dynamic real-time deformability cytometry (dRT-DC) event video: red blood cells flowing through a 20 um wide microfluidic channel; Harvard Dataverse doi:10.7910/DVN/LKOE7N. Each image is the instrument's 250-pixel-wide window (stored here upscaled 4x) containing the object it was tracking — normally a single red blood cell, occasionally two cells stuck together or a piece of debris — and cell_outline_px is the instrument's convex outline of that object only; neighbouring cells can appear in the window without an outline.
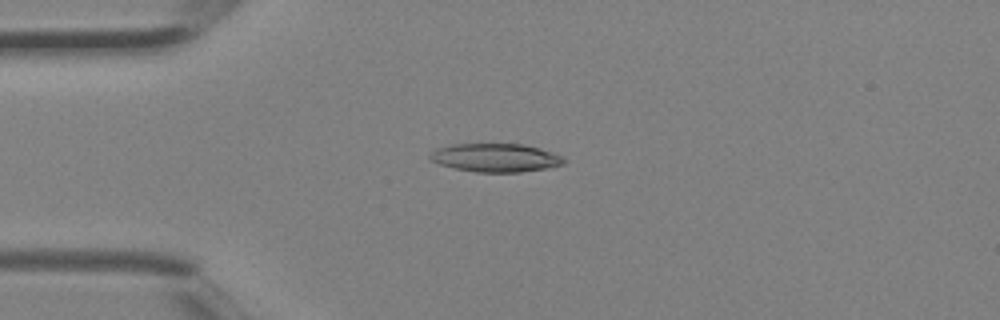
{"species": "Egyptian fruit bat (a non-hibernating species)", "species_latin": "Rousettus aegyptiacus", "temperature_condition": "room temperature", "stored_images_in_passage": 3, "camera_frame_rate_fps": 3000, "um_per_image_px": 0.085, "animal": {"sex": "female"}, "frame": {"image": 1, "passage_image": 3, "time_ms": 0.667, "image_size_px": [1000, 320], "cell_outline_px": [[568, 160], [564, 164], [548, 168], [520, 172], [476, 172], [456, 168], [440, 164], [428, 160], [428, 156], [436, 148], [452, 144], [520, 144], [540, 148], [552, 152]], "centroid_in_image_um": [42.12, 13.4], "position_along_channel_um": 42.9, "area_um2": 22.2}}